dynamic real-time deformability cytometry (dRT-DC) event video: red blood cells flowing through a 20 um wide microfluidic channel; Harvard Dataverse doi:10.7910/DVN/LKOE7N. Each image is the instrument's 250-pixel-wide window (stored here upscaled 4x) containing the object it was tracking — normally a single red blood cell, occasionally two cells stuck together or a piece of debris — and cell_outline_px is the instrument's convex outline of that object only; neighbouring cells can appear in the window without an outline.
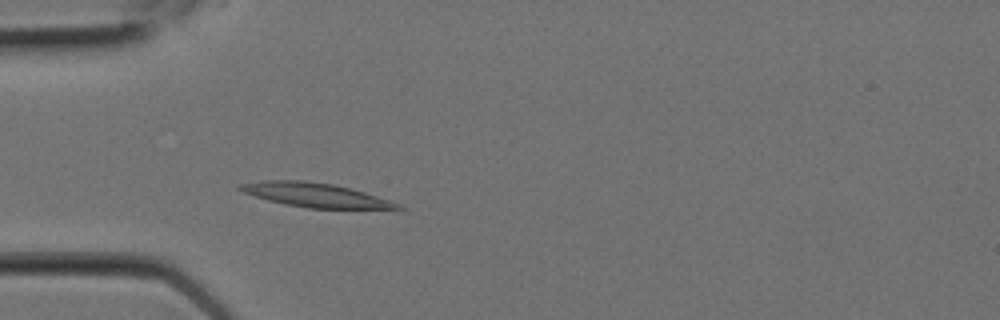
{"species": "Egyptian fruit bat (a non-hibernating species)", "species_latin": "Rousettus aegyptiacus", "temperature_condition": "room temperature", "stored_images_in_passage": 4, "camera_frame_rate_fps": 3000, "um_per_image_px": 0.085, "animal": {"sex": "female"}, "frame": {"image": 1, "passage_image": 4, "time_ms": 1.0, "image_size_px": [1000, 320], "cell_outline_px": [[404, 208], [308, 208], [284, 204], [268, 200], [244, 192], [236, 188], [240, 184], [264, 180], [304, 180], [332, 184], [352, 188], [400, 204]], "centroid_in_image_um": [26.75, 16.56], "position_along_channel_um": 58.3, "area_um2": 21.73}}